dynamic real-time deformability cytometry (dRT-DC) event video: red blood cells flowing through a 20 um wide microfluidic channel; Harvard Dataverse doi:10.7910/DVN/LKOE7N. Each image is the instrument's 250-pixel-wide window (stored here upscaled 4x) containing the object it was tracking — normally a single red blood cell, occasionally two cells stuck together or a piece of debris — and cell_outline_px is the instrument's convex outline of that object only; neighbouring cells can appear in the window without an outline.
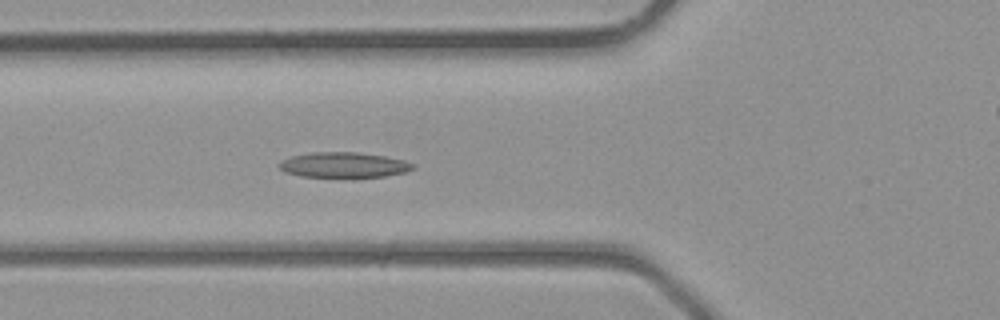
{"species": "common noctule bat (a hibernating species)", "species_latin": "Nyctalus noctula", "temperature_condition": "room temperature", "stored_images_in_passage": 41, "camera_frame_rate_fps": 3000, "um_per_image_px": 0.085, "animal": {"sex": "male", "body_mass_g": 23.1, "forearm_length_mm": 52.7}, "frame": {"image": 1, "passage_image": 15, "time_ms": 4.667, "image_size_px": [1000, 320], "cell_outline_px": [[416, 168], [404, 172], [384, 176], [352, 180], [300, 176], [284, 172], [276, 164], [292, 156], [312, 152], [360, 152], [384, 156], [404, 160], [416, 164]], "centroid_in_image_um": [29.24, 14.06], "position_along_channel_um": 96.6, "area_um2": 20.69}}
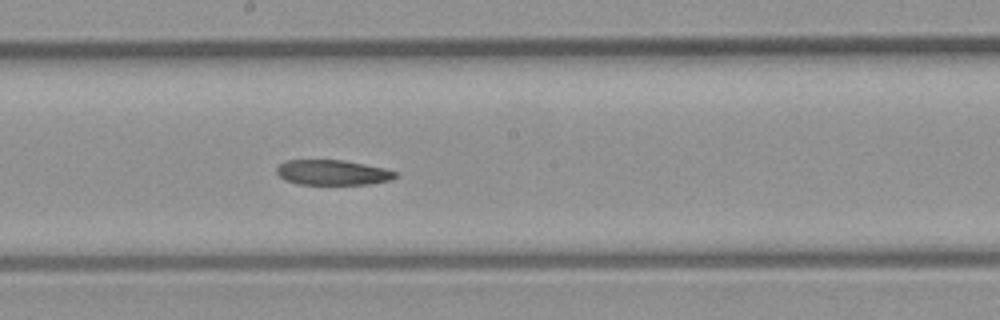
{"frame": {"image": 2, "passage_image": 22, "time_ms": 7.0, "image_size_px": [1000, 320], "cell_outline_px": [[396, 176], [388, 180], [368, 184], [296, 184], [284, 180], [276, 172], [276, 168], [284, 160], [344, 160], [384, 168], [396, 172]], "centroid_in_image_um": [28.21, 14.66], "position_along_channel_um": 220.0, "area_um2": 17.28}}
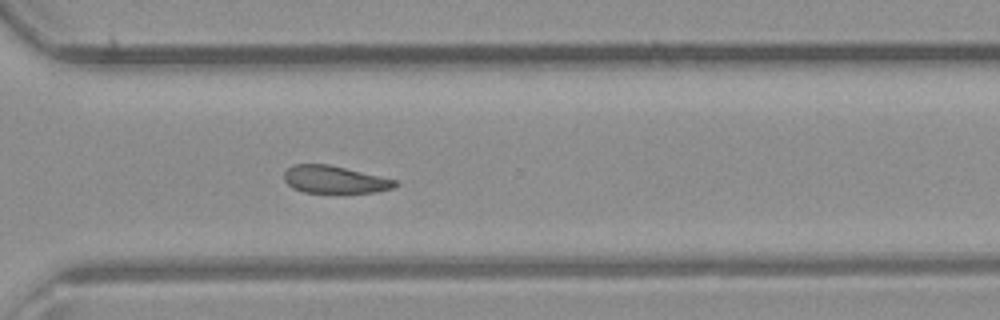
{"frame": {"image": 3, "passage_image": 29, "time_ms": 9.333, "image_size_px": [1000, 320], "cell_outline_px": [[400, 184], [392, 188], [376, 192], [344, 196], [304, 192], [292, 188], [284, 180], [284, 172], [292, 164], [328, 164], [396, 180]], "centroid_in_image_um": [28.45, 15.32], "position_along_channel_um": 342.2, "area_um2": 18.61}}